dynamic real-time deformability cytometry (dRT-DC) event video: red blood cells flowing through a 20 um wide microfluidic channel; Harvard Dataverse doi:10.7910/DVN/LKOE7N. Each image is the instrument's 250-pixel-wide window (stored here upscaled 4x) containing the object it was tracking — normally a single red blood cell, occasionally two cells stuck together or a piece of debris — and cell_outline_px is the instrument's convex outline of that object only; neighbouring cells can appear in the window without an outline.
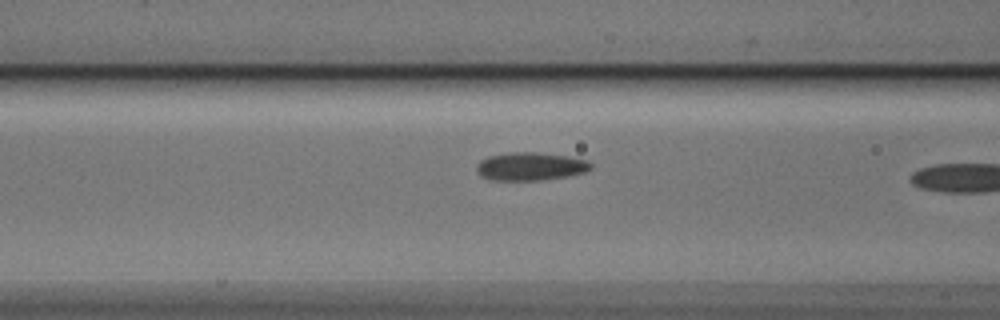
{"species": "Egyptian fruit bat (a non-hibernating species)", "species_latin": "Rousettus aegyptiacus", "temperature_condition": "cold", "stored_images_in_passage": 8, "camera_frame_rate_fps": 3000, "um_per_image_px": 0.085, "animal": {"sex": "male"}, "frame": {"image": 1, "passage_image": 7, "time_ms": 2.0, "image_size_px": [1000, 320], "cell_outline_px": [[592, 168], [584, 172], [568, 176], [544, 180], [488, 180], [480, 176], [476, 172], [476, 164], [480, 160], [488, 156], [508, 152], [536, 152], [564, 156], [588, 160], [592, 164]], "centroid_in_image_um": [45.03, 14.15], "position_along_channel_um": 121.6, "area_um2": 18.9}}